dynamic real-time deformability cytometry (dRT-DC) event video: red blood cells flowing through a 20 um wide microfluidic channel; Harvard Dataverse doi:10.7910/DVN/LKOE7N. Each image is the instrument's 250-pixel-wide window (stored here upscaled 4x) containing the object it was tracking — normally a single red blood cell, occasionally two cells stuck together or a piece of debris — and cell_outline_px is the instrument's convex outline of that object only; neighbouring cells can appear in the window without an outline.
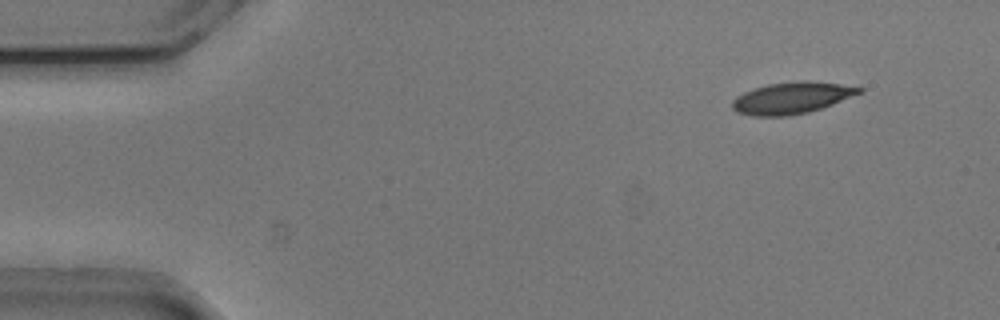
{"species": "common noctule bat (a hibernating species)", "species_latin": "Nyctalus noctula", "temperature_condition": "cold", "stored_images_in_passage": 53, "camera_frame_rate_fps": 3000, "um_per_image_px": 0.085, "animal": {"sex": "male", "body_mass_g": 20.5, "forearm_length_mm": 52.5}, "frame": {"image": 1, "passage_image": 5, "time_ms": 1.333, "image_size_px": [1000, 320], "cell_outline_px": [[864, 92], [832, 104], [808, 112], [788, 116], [752, 116], [736, 112], [732, 108], [732, 100], [736, 96], [744, 92], [768, 84], [800, 80], [804, 80], [840, 84], [864, 88]], "centroid_in_image_um": [67.29, 8.32], "position_along_channel_um": 17.7, "area_um2": 23.35}}
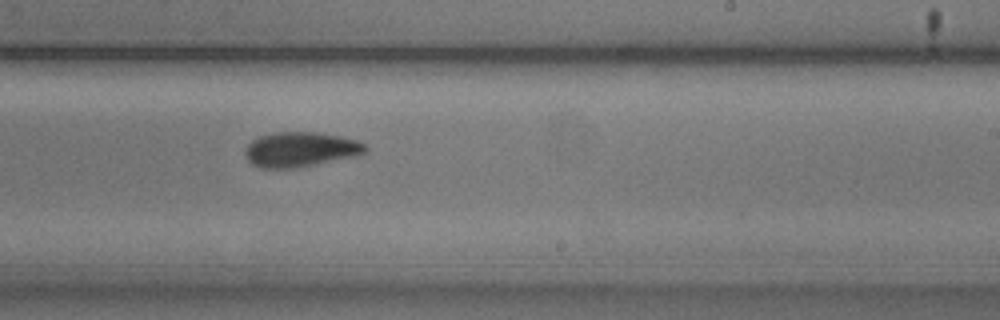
{"frame": {"image": 2, "passage_image": 32, "time_ms": 10.333, "image_size_px": [1000, 320], "cell_outline_px": [[368, 148], [364, 152], [356, 156], [296, 168], [260, 168], [252, 164], [248, 160], [244, 152], [248, 144], [252, 140], [260, 136], [272, 132], [316, 132], [340, 136], [356, 140], [364, 144]], "centroid_in_image_um": [25.51, 12.7], "position_along_channel_um": 263.5, "area_um2": 24.39}}
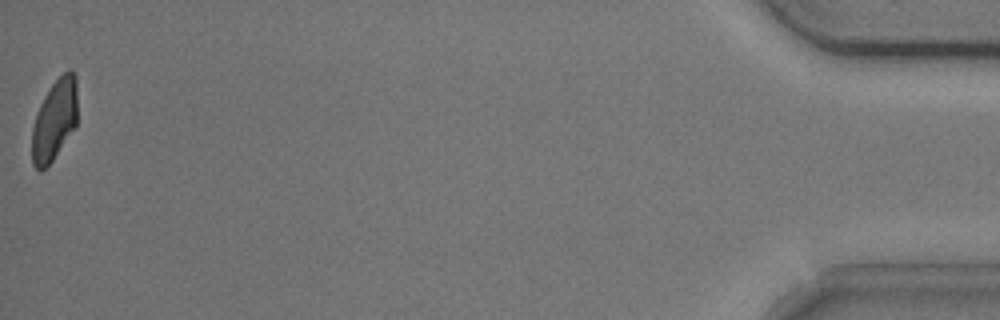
{"frame": {"image": 3, "passage_image": 53, "time_ms": 17.333, "image_size_px": [1000, 320], "cell_outline_px": [[76, 124], [52, 160], [40, 172], [32, 164], [32, 128], [36, 112], [40, 104], [52, 84], [68, 68], [72, 68], [76, 76]], "centroid_in_image_um": [4.61, 10.17], "position_along_channel_um": 430.6, "area_um2": 21.15}, "authors_computed_cell_mechanics": {"area_um2": 23.7558, "velocity_mm_per_s": 3.7744, "shape_relaxation_time_tau1_ms": 3.7062, "shape_relaxation_time_tau2_ms": 4.6505, "deformation_change_tau1": 0.1493, "deformation_change_tau2": 0.0875}}